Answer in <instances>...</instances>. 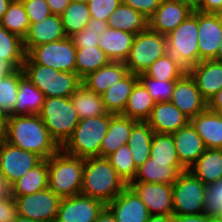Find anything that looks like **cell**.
<instances>
[{
	"instance_id": "47",
	"label": "cell",
	"mask_w": 222,
	"mask_h": 222,
	"mask_svg": "<svg viewBox=\"0 0 222 222\" xmlns=\"http://www.w3.org/2000/svg\"><path fill=\"white\" fill-rule=\"evenodd\" d=\"M122 0H90L88 5L90 17L107 21Z\"/></svg>"
},
{
	"instance_id": "54",
	"label": "cell",
	"mask_w": 222,
	"mask_h": 222,
	"mask_svg": "<svg viewBox=\"0 0 222 222\" xmlns=\"http://www.w3.org/2000/svg\"><path fill=\"white\" fill-rule=\"evenodd\" d=\"M208 109L217 113L222 111V88L208 101Z\"/></svg>"
},
{
	"instance_id": "52",
	"label": "cell",
	"mask_w": 222,
	"mask_h": 222,
	"mask_svg": "<svg viewBox=\"0 0 222 222\" xmlns=\"http://www.w3.org/2000/svg\"><path fill=\"white\" fill-rule=\"evenodd\" d=\"M201 12L203 13H222V0H203L201 6Z\"/></svg>"
},
{
	"instance_id": "58",
	"label": "cell",
	"mask_w": 222,
	"mask_h": 222,
	"mask_svg": "<svg viewBox=\"0 0 222 222\" xmlns=\"http://www.w3.org/2000/svg\"><path fill=\"white\" fill-rule=\"evenodd\" d=\"M7 117L0 112V143L6 140Z\"/></svg>"
},
{
	"instance_id": "8",
	"label": "cell",
	"mask_w": 222,
	"mask_h": 222,
	"mask_svg": "<svg viewBox=\"0 0 222 222\" xmlns=\"http://www.w3.org/2000/svg\"><path fill=\"white\" fill-rule=\"evenodd\" d=\"M168 53L166 35L151 31L135 35L125 65L128 72L143 74L157 59Z\"/></svg>"
},
{
	"instance_id": "60",
	"label": "cell",
	"mask_w": 222,
	"mask_h": 222,
	"mask_svg": "<svg viewBox=\"0 0 222 222\" xmlns=\"http://www.w3.org/2000/svg\"><path fill=\"white\" fill-rule=\"evenodd\" d=\"M12 0H0V21L7 11L9 4L11 3Z\"/></svg>"
},
{
	"instance_id": "21",
	"label": "cell",
	"mask_w": 222,
	"mask_h": 222,
	"mask_svg": "<svg viewBox=\"0 0 222 222\" xmlns=\"http://www.w3.org/2000/svg\"><path fill=\"white\" fill-rule=\"evenodd\" d=\"M157 133L172 134L186 126L190 119L170 101L157 102L146 120Z\"/></svg>"
},
{
	"instance_id": "10",
	"label": "cell",
	"mask_w": 222,
	"mask_h": 222,
	"mask_svg": "<svg viewBox=\"0 0 222 222\" xmlns=\"http://www.w3.org/2000/svg\"><path fill=\"white\" fill-rule=\"evenodd\" d=\"M26 55L35 64L57 71L75 72L76 70V47L70 37L33 47Z\"/></svg>"
},
{
	"instance_id": "6",
	"label": "cell",
	"mask_w": 222,
	"mask_h": 222,
	"mask_svg": "<svg viewBox=\"0 0 222 222\" xmlns=\"http://www.w3.org/2000/svg\"><path fill=\"white\" fill-rule=\"evenodd\" d=\"M50 136L61 148L72 135L79 117L70 97H47L38 114Z\"/></svg>"
},
{
	"instance_id": "30",
	"label": "cell",
	"mask_w": 222,
	"mask_h": 222,
	"mask_svg": "<svg viewBox=\"0 0 222 222\" xmlns=\"http://www.w3.org/2000/svg\"><path fill=\"white\" fill-rule=\"evenodd\" d=\"M138 81V75L128 72L119 82L110 86L101 94L108 113L123 114L132 88Z\"/></svg>"
},
{
	"instance_id": "25",
	"label": "cell",
	"mask_w": 222,
	"mask_h": 222,
	"mask_svg": "<svg viewBox=\"0 0 222 222\" xmlns=\"http://www.w3.org/2000/svg\"><path fill=\"white\" fill-rule=\"evenodd\" d=\"M138 121L122 114L113 115L109 129L100 146V157L107 158L119 147L128 143L131 130Z\"/></svg>"
},
{
	"instance_id": "59",
	"label": "cell",
	"mask_w": 222,
	"mask_h": 222,
	"mask_svg": "<svg viewBox=\"0 0 222 222\" xmlns=\"http://www.w3.org/2000/svg\"><path fill=\"white\" fill-rule=\"evenodd\" d=\"M148 222H174V215H150Z\"/></svg>"
},
{
	"instance_id": "4",
	"label": "cell",
	"mask_w": 222,
	"mask_h": 222,
	"mask_svg": "<svg viewBox=\"0 0 222 222\" xmlns=\"http://www.w3.org/2000/svg\"><path fill=\"white\" fill-rule=\"evenodd\" d=\"M24 75L47 97H70L82 84L76 72L57 71L35 64L27 55L22 66Z\"/></svg>"
},
{
	"instance_id": "45",
	"label": "cell",
	"mask_w": 222,
	"mask_h": 222,
	"mask_svg": "<svg viewBox=\"0 0 222 222\" xmlns=\"http://www.w3.org/2000/svg\"><path fill=\"white\" fill-rule=\"evenodd\" d=\"M138 80L148 90L155 103L171 100L175 81H160L147 77L144 73L138 75Z\"/></svg>"
},
{
	"instance_id": "9",
	"label": "cell",
	"mask_w": 222,
	"mask_h": 222,
	"mask_svg": "<svg viewBox=\"0 0 222 222\" xmlns=\"http://www.w3.org/2000/svg\"><path fill=\"white\" fill-rule=\"evenodd\" d=\"M206 187L189 170L182 172L172 184L173 215L203 213Z\"/></svg>"
},
{
	"instance_id": "29",
	"label": "cell",
	"mask_w": 222,
	"mask_h": 222,
	"mask_svg": "<svg viewBox=\"0 0 222 222\" xmlns=\"http://www.w3.org/2000/svg\"><path fill=\"white\" fill-rule=\"evenodd\" d=\"M107 23L110 28L119 29L135 35L150 29L149 18L145 14L139 13L122 2L112 12Z\"/></svg>"
},
{
	"instance_id": "24",
	"label": "cell",
	"mask_w": 222,
	"mask_h": 222,
	"mask_svg": "<svg viewBox=\"0 0 222 222\" xmlns=\"http://www.w3.org/2000/svg\"><path fill=\"white\" fill-rule=\"evenodd\" d=\"M206 149H222V116L208 108L190 119Z\"/></svg>"
},
{
	"instance_id": "57",
	"label": "cell",
	"mask_w": 222,
	"mask_h": 222,
	"mask_svg": "<svg viewBox=\"0 0 222 222\" xmlns=\"http://www.w3.org/2000/svg\"><path fill=\"white\" fill-rule=\"evenodd\" d=\"M11 195V186L5 181L0 171V197H8Z\"/></svg>"
},
{
	"instance_id": "64",
	"label": "cell",
	"mask_w": 222,
	"mask_h": 222,
	"mask_svg": "<svg viewBox=\"0 0 222 222\" xmlns=\"http://www.w3.org/2000/svg\"><path fill=\"white\" fill-rule=\"evenodd\" d=\"M10 71H0V82Z\"/></svg>"
},
{
	"instance_id": "40",
	"label": "cell",
	"mask_w": 222,
	"mask_h": 222,
	"mask_svg": "<svg viewBox=\"0 0 222 222\" xmlns=\"http://www.w3.org/2000/svg\"><path fill=\"white\" fill-rule=\"evenodd\" d=\"M0 25L22 39L26 36L30 21L21 0L11 1L0 21Z\"/></svg>"
},
{
	"instance_id": "2",
	"label": "cell",
	"mask_w": 222,
	"mask_h": 222,
	"mask_svg": "<svg viewBox=\"0 0 222 222\" xmlns=\"http://www.w3.org/2000/svg\"><path fill=\"white\" fill-rule=\"evenodd\" d=\"M127 186L107 158H85L82 195L109 204Z\"/></svg>"
},
{
	"instance_id": "61",
	"label": "cell",
	"mask_w": 222,
	"mask_h": 222,
	"mask_svg": "<svg viewBox=\"0 0 222 222\" xmlns=\"http://www.w3.org/2000/svg\"><path fill=\"white\" fill-rule=\"evenodd\" d=\"M13 222H38V221L31 220L18 215Z\"/></svg>"
},
{
	"instance_id": "5",
	"label": "cell",
	"mask_w": 222,
	"mask_h": 222,
	"mask_svg": "<svg viewBox=\"0 0 222 222\" xmlns=\"http://www.w3.org/2000/svg\"><path fill=\"white\" fill-rule=\"evenodd\" d=\"M114 114L107 113L98 117L79 120L63 151L80 158L100 157V146Z\"/></svg>"
},
{
	"instance_id": "15",
	"label": "cell",
	"mask_w": 222,
	"mask_h": 222,
	"mask_svg": "<svg viewBox=\"0 0 222 222\" xmlns=\"http://www.w3.org/2000/svg\"><path fill=\"white\" fill-rule=\"evenodd\" d=\"M170 102L189 119L208 108V102L200 94L196 82L188 72L175 81Z\"/></svg>"
},
{
	"instance_id": "12",
	"label": "cell",
	"mask_w": 222,
	"mask_h": 222,
	"mask_svg": "<svg viewBox=\"0 0 222 222\" xmlns=\"http://www.w3.org/2000/svg\"><path fill=\"white\" fill-rule=\"evenodd\" d=\"M42 160L36 153L15 147L7 141L0 143V171L10 186Z\"/></svg>"
},
{
	"instance_id": "19",
	"label": "cell",
	"mask_w": 222,
	"mask_h": 222,
	"mask_svg": "<svg viewBox=\"0 0 222 222\" xmlns=\"http://www.w3.org/2000/svg\"><path fill=\"white\" fill-rule=\"evenodd\" d=\"M66 37L61 16L51 14L43 21L30 24L27 34L23 38L24 51L27 54L33 47Z\"/></svg>"
},
{
	"instance_id": "53",
	"label": "cell",
	"mask_w": 222,
	"mask_h": 222,
	"mask_svg": "<svg viewBox=\"0 0 222 222\" xmlns=\"http://www.w3.org/2000/svg\"><path fill=\"white\" fill-rule=\"evenodd\" d=\"M52 14L61 16L70 0H46Z\"/></svg>"
},
{
	"instance_id": "14",
	"label": "cell",
	"mask_w": 222,
	"mask_h": 222,
	"mask_svg": "<svg viewBox=\"0 0 222 222\" xmlns=\"http://www.w3.org/2000/svg\"><path fill=\"white\" fill-rule=\"evenodd\" d=\"M129 186L144 202L150 215H173L172 184L131 182Z\"/></svg>"
},
{
	"instance_id": "32",
	"label": "cell",
	"mask_w": 222,
	"mask_h": 222,
	"mask_svg": "<svg viewBox=\"0 0 222 222\" xmlns=\"http://www.w3.org/2000/svg\"><path fill=\"white\" fill-rule=\"evenodd\" d=\"M48 187L47 160H42L11 185V196L34 194Z\"/></svg>"
},
{
	"instance_id": "3",
	"label": "cell",
	"mask_w": 222,
	"mask_h": 222,
	"mask_svg": "<svg viewBox=\"0 0 222 222\" xmlns=\"http://www.w3.org/2000/svg\"><path fill=\"white\" fill-rule=\"evenodd\" d=\"M84 166V158L69 155L60 148L47 159L48 188L61 199L80 194Z\"/></svg>"
},
{
	"instance_id": "65",
	"label": "cell",
	"mask_w": 222,
	"mask_h": 222,
	"mask_svg": "<svg viewBox=\"0 0 222 222\" xmlns=\"http://www.w3.org/2000/svg\"><path fill=\"white\" fill-rule=\"evenodd\" d=\"M90 0H70V2H82L88 4Z\"/></svg>"
},
{
	"instance_id": "38",
	"label": "cell",
	"mask_w": 222,
	"mask_h": 222,
	"mask_svg": "<svg viewBox=\"0 0 222 222\" xmlns=\"http://www.w3.org/2000/svg\"><path fill=\"white\" fill-rule=\"evenodd\" d=\"M22 68L10 71L0 82V112L6 117L13 116L18 98L19 81L24 77Z\"/></svg>"
},
{
	"instance_id": "20",
	"label": "cell",
	"mask_w": 222,
	"mask_h": 222,
	"mask_svg": "<svg viewBox=\"0 0 222 222\" xmlns=\"http://www.w3.org/2000/svg\"><path fill=\"white\" fill-rule=\"evenodd\" d=\"M187 72L196 82L200 94L208 102L222 88V63L216 60H202Z\"/></svg>"
},
{
	"instance_id": "56",
	"label": "cell",
	"mask_w": 222,
	"mask_h": 222,
	"mask_svg": "<svg viewBox=\"0 0 222 222\" xmlns=\"http://www.w3.org/2000/svg\"><path fill=\"white\" fill-rule=\"evenodd\" d=\"M183 5L187 6L192 12L200 11L203 0H177Z\"/></svg>"
},
{
	"instance_id": "26",
	"label": "cell",
	"mask_w": 222,
	"mask_h": 222,
	"mask_svg": "<svg viewBox=\"0 0 222 222\" xmlns=\"http://www.w3.org/2000/svg\"><path fill=\"white\" fill-rule=\"evenodd\" d=\"M128 73L124 62L110 61L98 70L87 74L81 83L92 92L104 93L110 86L119 82Z\"/></svg>"
},
{
	"instance_id": "22",
	"label": "cell",
	"mask_w": 222,
	"mask_h": 222,
	"mask_svg": "<svg viewBox=\"0 0 222 222\" xmlns=\"http://www.w3.org/2000/svg\"><path fill=\"white\" fill-rule=\"evenodd\" d=\"M172 136L180 163L188 170L206 150L202 138L190 122Z\"/></svg>"
},
{
	"instance_id": "17",
	"label": "cell",
	"mask_w": 222,
	"mask_h": 222,
	"mask_svg": "<svg viewBox=\"0 0 222 222\" xmlns=\"http://www.w3.org/2000/svg\"><path fill=\"white\" fill-rule=\"evenodd\" d=\"M106 207L117 222H148L150 216L144 202L129 185Z\"/></svg>"
},
{
	"instance_id": "51",
	"label": "cell",
	"mask_w": 222,
	"mask_h": 222,
	"mask_svg": "<svg viewBox=\"0 0 222 222\" xmlns=\"http://www.w3.org/2000/svg\"><path fill=\"white\" fill-rule=\"evenodd\" d=\"M174 222H218L203 213L190 215H174Z\"/></svg>"
},
{
	"instance_id": "43",
	"label": "cell",
	"mask_w": 222,
	"mask_h": 222,
	"mask_svg": "<svg viewBox=\"0 0 222 222\" xmlns=\"http://www.w3.org/2000/svg\"><path fill=\"white\" fill-rule=\"evenodd\" d=\"M107 159L127 185L133 182L137 167L134 164L131 149L128 144L119 147L114 153L109 155Z\"/></svg>"
},
{
	"instance_id": "13",
	"label": "cell",
	"mask_w": 222,
	"mask_h": 222,
	"mask_svg": "<svg viewBox=\"0 0 222 222\" xmlns=\"http://www.w3.org/2000/svg\"><path fill=\"white\" fill-rule=\"evenodd\" d=\"M105 207L100 200L82 194L62 198L55 222H95Z\"/></svg>"
},
{
	"instance_id": "50",
	"label": "cell",
	"mask_w": 222,
	"mask_h": 222,
	"mask_svg": "<svg viewBox=\"0 0 222 222\" xmlns=\"http://www.w3.org/2000/svg\"><path fill=\"white\" fill-rule=\"evenodd\" d=\"M18 216L17 206L14 198L0 197V222H13Z\"/></svg>"
},
{
	"instance_id": "63",
	"label": "cell",
	"mask_w": 222,
	"mask_h": 222,
	"mask_svg": "<svg viewBox=\"0 0 222 222\" xmlns=\"http://www.w3.org/2000/svg\"><path fill=\"white\" fill-rule=\"evenodd\" d=\"M214 60L222 63V41H221V45L217 51V57Z\"/></svg>"
},
{
	"instance_id": "33",
	"label": "cell",
	"mask_w": 222,
	"mask_h": 222,
	"mask_svg": "<svg viewBox=\"0 0 222 222\" xmlns=\"http://www.w3.org/2000/svg\"><path fill=\"white\" fill-rule=\"evenodd\" d=\"M153 134V129L146 121H138L131 130L127 144L131 149L132 158L137 168L150 158Z\"/></svg>"
},
{
	"instance_id": "31",
	"label": "cell",
	"mask_w": 222,
	"mask_h": 222,
	"mask_svg": "<svg viewBox=\"0 0 222 222\" xmlns=\"http://www.w3.org/2000/svg\"><path fill=\"white\" fill-rule=\"evenodd\" d=\"M17 95L13 116L39 114L41 112L45 95L26 76L19 81Z\"/></svg>"
},
{
	"instance_id": "16",
	"label": "cell",
	"mask_w": 222,
	"mask_h": 222,
	"mask_svg": "<svg viewBox=\"0 0 222 222\" xmlns=\"http://www.w3.org/2000/svg\"><path fill=\"white\" fill-rule=\"evenodd\" d=\"M199 62L217 57L222 41V15L198 11Z\"/></svg>"
},
{
	"instance_id": "11",
	"label": "cell",
	"mask_w": 222,
	"mask_h": 222,
	"mask_svg": "<svg viewBox=\"0 0 222 222\" xmlns=\"http://www.w3.org/2000/svg\"><path fill=\"white\" fill-rule=\"evenodd\" d=\"M18 215L38 222H55L61 198L48 187L34 194L12 196Z\"/></svg>"
},
{
	"instance_id": "46",
	"label": "cell",
	"mask_w": 222,
	"mask_h": 222,
	"mask_svg": "<svg viewBox=\"0 0 222 222\" xmlns=\"http://www.w3.org/2000/svg\"><path fill=\"white\" fill-rule=\"evenodd\" d=\"M203 214L222 222V180L206 187Z\"/></svg>"
},
{
	"instance_id": "42",
	"label": "cell",
	"mask_w": 222,
	"mask_h": 222,
	"mask_svg": "<svg viewBox=\"0 0 222 222\" xmlns=\"http://www.w3.org/2000/svg\"><path fill=\"white\" fill-rule=\"evenodd\" d=\"M150 158L153 162H180L172 134L154 132Z\"/></svg>"
},
{
	"instance_id": "28",
	"label": "cell",
	"mask_w": 222,
	"mask_h": 222,
	"mask_svg": "<svg viewBox=\"0 0 222 222\" xmlns=\"http://www.w3.org/2000/svg\"><path fill=\"white\" fill-rule=\"evenodd\" d=\"M204 185L222 180V149H206L188 169Z\"/></svg>"
},
{
	"instance_id": "23",
	"label": "cell",
	"mask_w": 222,
	"mask_h": 222,
	"mask_svg": "<svg viewBox=\"0 0 222 222\" xmlns=\"http://www.w3.org/2000/svg\"><path fill=\"white\" fill-rule=\"evenodd\" d=\"M186 170L180 162H153L149 158L137 168L133 182L173 184Z\"/></svg>"
},
{
	"instance_id": "44",
	"label": "cell",
	"mask_w": 222,
	"mask_h": 222,
	"mask_svg": "<svg viewBox=\"0 0 222 222\" xmlns=\"http://www.w3.org/2000/svg\"><path fill=\"white\" fill-rule=\"evenodd\" d=\"M109 28L107 21L91 18L84 29L74 34L70 38L76 48L98 46L100 34Z\"/></svg>"
},
{
	"instance_id": "34",
	"label": "cell",
	"mask_w": 222,
	"mask_h": 222,
	"mask_svg": "<svg viewBox=\"0 0 222 222\" xmlns=\"http://www.w3.org/2000/svg\"><path fill=\"white\" fill-rule=\"evenodd\" d=\"M70 99L77 111L79 120L98 117L108 113L101 95L87 89L83 84L76 89L70 96Z\"/></svg>"
},
{
	"instance_id": "49",
	"label": "cell",
	"mask_w": 222,
	"mask_h": 222,
	"mask_svg": "<svg viewBox=\"0 0 222 222\" xmlns=\"http://www.w3.org/2000/svg\"><path fill=\"white\" fill-rule=\"evenodd\" d=\"M162 0H122V3L150 18Z\"/></svg>"
},
{
	"instance_id": "48",
	"label": "cell",
	"mask_w": 222,
	"mask_h": 222,
	"mask_svg": "<svg viewBox=\"0 0 222 222\" xmlns=\"http://www.w3.org/2000/svg\"><path fill=\"white\" fill-rule=\"evenodd\" d=\"M21 2L29 17L30 24L43 21L52 14L46 0H21Z\"/></svg>"
},
{
	"instance_id": "62",
	"label": "cell",
	"mask_w": 222,
	"mask_h": 222,
	"mask_svg": "<svg viewBox=\"0 0 222 222\" xmlns=\"http://www.w3.org/2000/svg\"><path fill=\"white\" fill-rule=\"evenodd\" d=\"M0 71H12V69L0 59Z\"/></svg>"
},
{
	"instance_id": "36",
	"label": "cell",
	"mask_w": 222,
	"mask_h": 222,
	"mask_svg": "<svg viewBox=\"0 0 222 222\" xmlns=\"http://www.w3.org/2000/svg\"><path fill=\"white\" fill-rule=\"evenodd\" d=\"M25 56L23 39L0 25V59L15 70L22 68Z\"/></svg>"
},
{
	"instance_id": "39",
	"label": "cell",
	"mask_w": 222,
	"mask_h": 222,
	"mask_svg": "<svg viewBox=\"0 0 222 222\" xmlns=\"http://www.w3.org/2000/svg\"><path fill=\"white\" fill-rule=\"evenodd\" d=\"M187 69L179 63L170 53L157 59L144 72L147 77L154 78L160 81H176L180 79Z\"/></svg>"
},
{
	"instance_id": "7",
	"label": "cell",
	"mask_w": 222,
	"mask_h": 222,
	"mask_svg": "<svg viewBox=\"0 0 222 222\" xmlns=\"http://www.w3.org/2000/svg\"><path fill=\"white\" fill-rule=\"evenodd\" d=\"M198 37V11L166 35L168 53L187 70L199 63Z\"/></svg>"
},
{
	"instance_id": "41",
	"label": "cell",
	"mask_w": 222,
	"mask_h": 222,
	"mask_svg": "<svg viewBox=\"0 0 222 222\" xmlns=\"http://www.w3.org/2000/svg\"><path fill=\"white\" fill-rule=\"evenodd\" d=\"M61 18L67 37L84 29L91 19L88 5L82 2H70Z\"/></svg>"
},
{
	"instance_id": "37",
	"label": "cell",
	"mask_w": 222,
	"mask_h": 222,
	"mask_svg": "<svg viewBox=\"0 0 222 222\" xmlns=\"http://www.w3.org/2000/svg\"><path fill=\"white\" fill-rule=\"evenodd\" d=\"M110 62L105 52L99 46L76 48V70L82 79L87 74L98 70Z\"/></svg>"
},
{
	"instance_id": "27",
	"label": "cell",
	"mask_w": 222,
	"mask_h": 222,
	"mask_svg": "<svg viewBox=\"0 0 222 222\" xmlns=\"http://www.w3.org/2000/svg\"><path fill=\"white\" fill-rule=\"evenodd\" d=\"M99 36L98 46L105 52L110 61L125 62L131 50L135 34L109 27Z\"/></svg>"
},
{
	"instance_id": "18",
	"label": "cell",
	"mask_w": 222,
	"mask_h": 222,
	"mask_svg": "<svg viewBox=\"0 0 222 222\" xmlns=\"http://www.w3.org/2000/svg\"><path fill=\"white\" fill-rule=\"evenodd\" d=\"M191 13L187 6L177 0H162L149 18L150 30L167 35L180 25Z\"/></svg>"
},
{
	"instance_id": "1",
	"label": "cell",
	"mask_w": 222,
	"mask_h": 222,
	"mask_svg": "<svg viewBox=\"0 0 222 222\" xmlns=\"http://www.w3.org/2000/svg\"><path fill=\"white\" fill-rule=\"evenodd\" d=\"M5 141L36 153L43 160H47L60 149L38 114L7 117Z\"/></svg>"
},
{
	"instance_id": "55",
	"label": "cell",
	"mask_w": 222,
	"mask_h": 222,
	"mask_svg": "<svg viewBox=\"0 0 222 222\" xmlns=\"http://www.w3.org/2000/svg\"><path fill=\"white\" fill-rule=\"evenodd\" d=\"M95 222H117L111 211L105 207L100 215L96 218Z\"/></svg>"
},
{
	"instance_id": "35",
	"label": "cell",
	"mask_w": 222,
	"mask_h": 222,
	"mask_svg": "<svg viewBox=\"0 0 222 222\" xmlns=\"http://www.w3.org/2000/svg\"><path fill=\"white\" fill-rule=\"evenodd\" d=\"M154 106L155 101L152 96L138 80L132 88L122 115L136 121H146Z\"/></svg>"
}]
</instances>
